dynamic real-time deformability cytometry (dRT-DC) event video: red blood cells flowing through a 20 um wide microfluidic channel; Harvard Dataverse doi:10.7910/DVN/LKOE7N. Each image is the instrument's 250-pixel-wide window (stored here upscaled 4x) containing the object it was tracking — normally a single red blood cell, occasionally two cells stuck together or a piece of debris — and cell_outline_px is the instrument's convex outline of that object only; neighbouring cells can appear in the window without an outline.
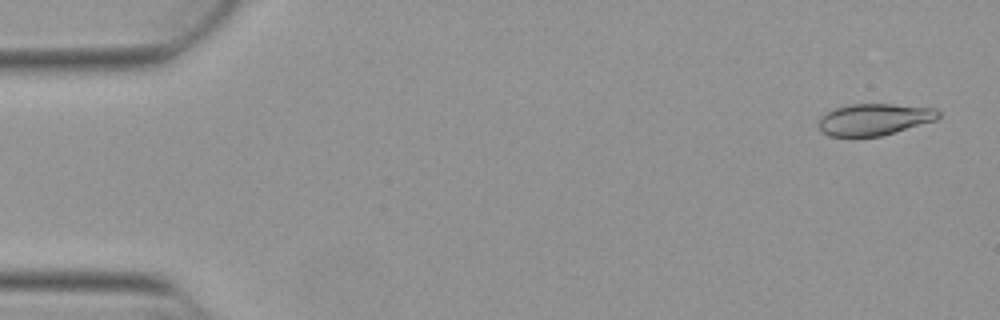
{"species": "Egyptian fruit bat (a non-hibernating species)", "species_latin": "Rousettus aegyptiacus", "temperature_condition": "warm", "stored_images_in_passage": 52, "camera_frame_rate_fps": 3000, "um_per_image_px": 0.085, "animal": {"sex": "female"}, "frame": {"image": 1, "passage_image": 2, "time_ms": 0.333, "image_size_px": [1000, 320], "cell_outline_px": [[940, 116], [936, 120], [896, 132], [880, 136], [852, 140], [828, 136], [820, 132], [816, 124], [820, 116], [824, 112], [848, 104], [892, 104], [936, 108], [940, 112]], "centroid_in_image_um": [74.21, 10.2], "position_along_channel_um": 10.8, "area_um2": 23.18}}
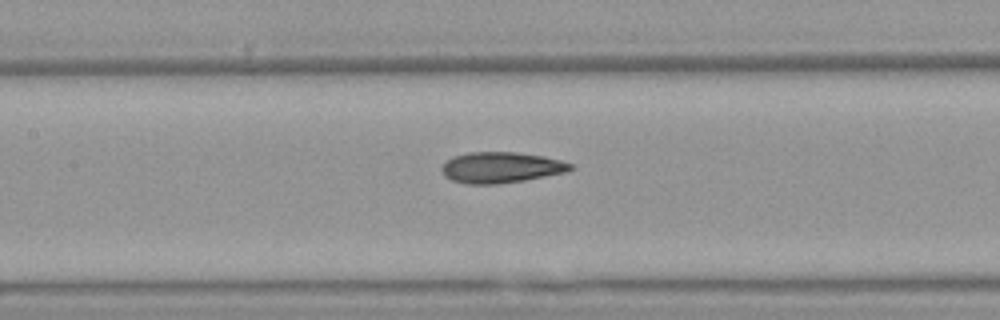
{"frame": {"image": 2, "passage_image": 24, "time_ms": 7.667, "image_size_px": [1000, 320], "cell_outline_px": [[576, 168], [568, 172], [524, 180], [496, 184], [468, 184], [452, 180], [444, 176], [440, 168], [452, 156], [468, 152], [516, 152], [544, 156], [560, 160], [572, 164]], "centroid_in_image_um": [42.6, 14.23], "position_along_channel_um": 164.8, "area_um2": 23.29}}
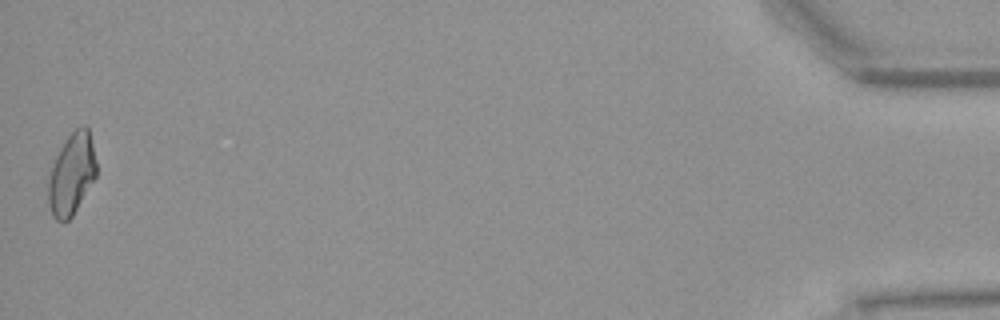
{"frame": {"image": 3, "passage_image": 52, "time_ms": 17.0, "image_size_px": [1000, 320], "cell_outline_px": [[96, 176], [72, 216], [64, 224], [56, 220], [52, 216], [48, 200], [48, 180], [56, 156], [60, 148], [68, 136], [76, 128], [84, 124], [88, 128], [92, 144], [96, 164]], "centroid_in_image_um": [6.08, 14.82], "position_along_channel_um": 429.1, "area_um2": 22.6}, "authors_computed_cell_mechanics": {"area_um2": 22.7732, "velocity_mm_per_s": 3.8656, "shape_relaxation_time_tau1_ms": 8.4426, "shape_relaxation_time_tau2_ms": 2.5877, "deformation_change_tau1": 0.2155, "deformation_change_tau2": 0.0922}}